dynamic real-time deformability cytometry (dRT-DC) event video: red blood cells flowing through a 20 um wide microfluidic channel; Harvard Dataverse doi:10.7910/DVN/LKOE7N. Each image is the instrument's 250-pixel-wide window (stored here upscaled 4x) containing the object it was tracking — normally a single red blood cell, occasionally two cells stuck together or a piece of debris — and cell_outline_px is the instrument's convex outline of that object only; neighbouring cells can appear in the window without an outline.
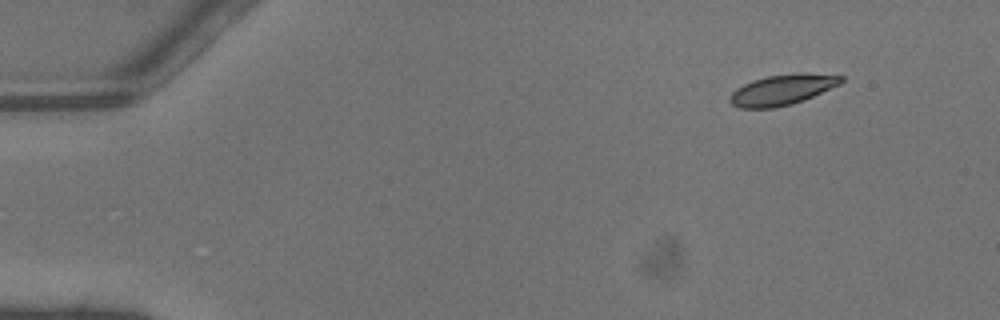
{"species": "common noctule bat (a hibernating species)", "species_latin": "Nyctalus noctula", "temperature_condition": "warm", "stored_images_in_passage": 3, "camera_frame_rate_fps": 3000, "um_per_image_px": 0.085, "animal": {"sex": "male", "body_mass_g": 13.3}, "frame": {"image": 1, "passage_image": 1, "time_ms": 0.0, "image_size_px": [1000, 320], "cell_outline_px": [[844, 80], [840, 84], [804, 100], [792, 104], [772, 108], [740, 108], [732, 104], [728, 100], [728, 96], [736, 88], [752, 80], [768, 76], [796, 72], [800, 72], [844, 76]], "centroid_in_image_um": [66.48, 7.62], "position_along_channel_um": 18.5, "area_um2": 19.88}}
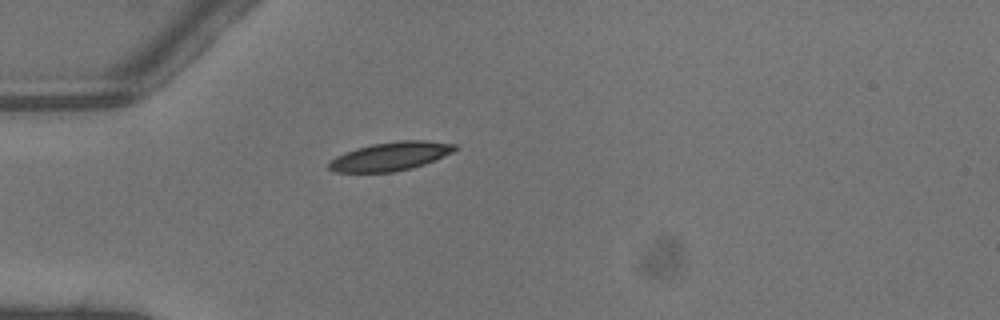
{"frame": {"image": 2, "passage_image": 3, "time_ms": 0.667, "image_size_px": [1000, 320], "cell_outline_px": [[456, 148], [452, 152], [424, 164], [412, 168], [392, 172], [332, 172], [328, 168], [328, 164], [336, 156], [344, 152], [356, 148], [372, 144], [400, 140], [424, 140], [456, 144]], "centroid_in_image_um": [33.15, 13.28], "position_along_channel_um": 51.8, "area_um2": 20.87}}